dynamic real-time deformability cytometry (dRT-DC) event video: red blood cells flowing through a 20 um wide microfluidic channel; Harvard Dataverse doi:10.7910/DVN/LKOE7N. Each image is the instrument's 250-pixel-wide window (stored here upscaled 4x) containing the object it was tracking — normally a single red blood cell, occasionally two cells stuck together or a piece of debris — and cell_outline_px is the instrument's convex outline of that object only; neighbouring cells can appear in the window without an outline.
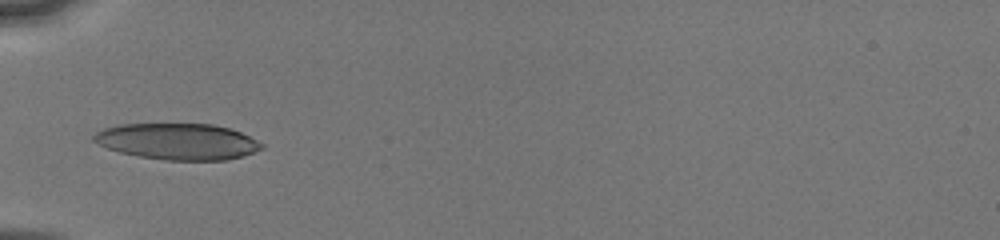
{"species": "human", "species_latin": "Homo sapiens", "temperature_condition": "cold", "stored_images_in_passage": 67, "camera_frame_rate_fps": 3000, "um_per_image_px": 0.085, "donor": {"sex": "male"}, "frame": {"image": 1, "passage_image": 1, "time_ms": 0.0, "image_size_px": [1000, 240], "cell_outline_px": [[264, 148], [244, 156], [228, 160], [164, 160], [140, 156], [120, 152], [96, 144], [92, 140], [92, 136], [96, 132], [104, 128], [116, 124], [212, 124], [228, 128], [240, 132], [264, 144]], "centroid_in_image_um": [15.09, 12.03], "position_along_channel_um": 69.9, "area_um2": 35.55}}
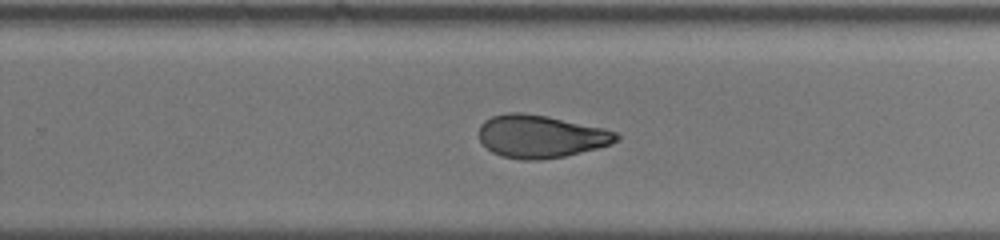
{"frame": {"image": 2, "passage_image": 34, "time_ms": 5.333, "image_size_px": [1000, 240], "cell_outline_px": [[620, 136], [612, 144], [564, 156], [540, 160], [520, 160], [500, 156], [492, 152], [480, 140], [480, 124], [484, 120], [492, 116], [508, 112], [520, 112], [548, 116], [604, 128], [616, 132]], "centroid_in_image_um": [45.95, 11.59], "position_along_channel_um": 283.9, "area_um2": 34.22}}
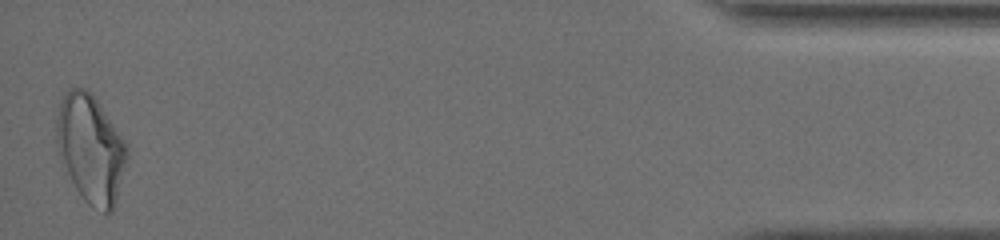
{"frame": {"image": 3, "passage_image": 66, "time_ms": 10.667, "image_size_px": [1000, 240], "cell_outline_px": [[128, 156], [116, 204], [112, 212], [104, 212], [88, 204], [84, 200], [76, 188], [68, 172], [60, 152], [56, 140], [56, 116], [60, 100], [68, 88], [84, 88], [92, 92], [128, 144]], "centroid_in_image_um": [7.74, 12.6], "position_along_channel_um": 427.5, "area_um2": 44.33}, "authors_computed_cell_mechanics": {"area_um2": 34.969, "velocity_mm_per_s": 4.0757, "shape_relaxation_time_tau1_ms": 9.3888, "shape_relaxation_time_tau2_ms": 2.1075, "deformation_change_tau1": 0.2363, "deformation_change_tau2": 0.0813}}